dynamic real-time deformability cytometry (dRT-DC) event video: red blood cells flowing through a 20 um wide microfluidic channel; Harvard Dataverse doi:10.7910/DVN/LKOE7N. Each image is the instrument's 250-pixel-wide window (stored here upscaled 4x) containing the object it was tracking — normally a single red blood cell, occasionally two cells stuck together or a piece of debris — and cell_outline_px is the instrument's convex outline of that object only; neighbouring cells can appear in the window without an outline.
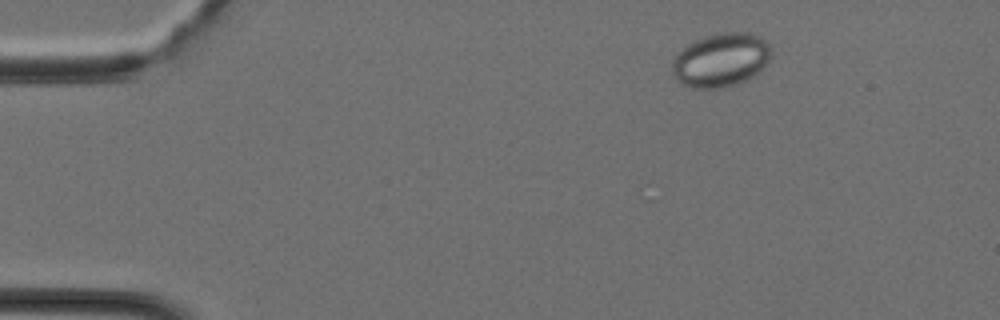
{"species": "Egyptian fruit bat (a non-hibernating species)", "species_latin": "Rousettus aegyptiacus", "temperature_condition": "cold", "stored_images_in_passage": 37, "camera_frame_rate_fps": 3000, "um_per_image_px": 0.085, "animal": {"sex": "female"}, "frame": {"image": 1, "passage_image": 2, "time_ms": 0.333, "image_size_px": [1000, 320], "cell_outline_px": [[772, 56], [768, 64], [760, 72], [744, 80], [732, 84], [716, 88], [692, 88], [680, 84], [676, 80], [672, 72], [672, 60], [688, 44], [704, 36], [716, 32], [752, 32], [760, 36], [772, 48]], "centroid_in_image_um": [61.3, 5.08], "position_along_channel_um": 23.7, "area_um2": 31.27}}
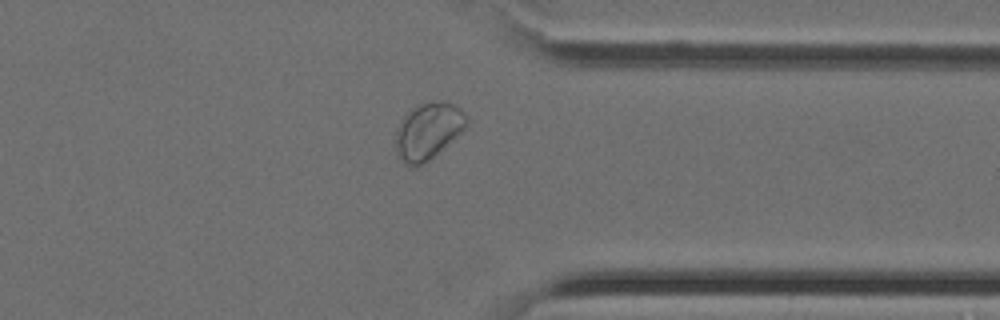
{"frame": {"image": 2, "passage_image": 28, "time_ms": 9.0, "image_size_px": [1000, 320], "cell_outline_px": [[468, 124], [456, 136], [428, 160], [416, 168], [412, 168], [404, 164], [396, 156], [396, 132], [404, 116], [412, 108], [420, 104], [440, 100], [444, 100], [460, 108], [464, 112], [468, 120]], "centroid_in_image_um": [36.37, 11.15], "position_along_channel_um": 375.0, "area_um2": 23.18}}
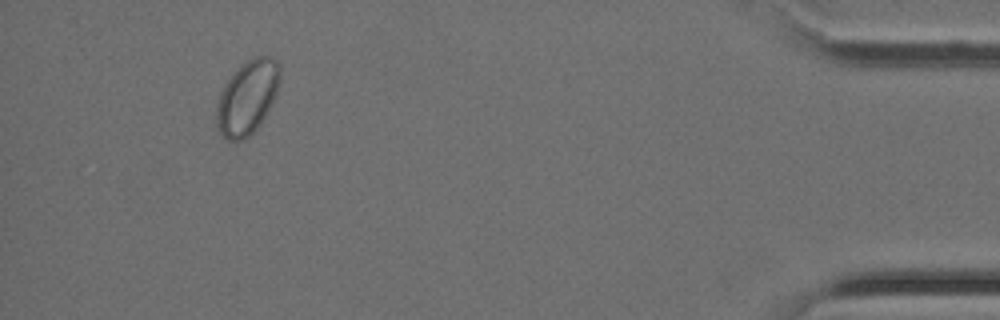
{"frame": {"image": 3, "passage_image": 34, "time_ms": 11.0, "image_size_px": [1000, 320], "cell_outline_px": [[280, 80], [276, 92], [268, 112], [260, 124], [244, 140], [224, 140], [216, 128], [216, 108], [220, 96], [232, 72], [252, 56], [268, 56], [280, 64]], "centroid_in_image_um": [21.02, 8.29], "position_along_channel_um": 414.2, "area_um2": 27.28}}